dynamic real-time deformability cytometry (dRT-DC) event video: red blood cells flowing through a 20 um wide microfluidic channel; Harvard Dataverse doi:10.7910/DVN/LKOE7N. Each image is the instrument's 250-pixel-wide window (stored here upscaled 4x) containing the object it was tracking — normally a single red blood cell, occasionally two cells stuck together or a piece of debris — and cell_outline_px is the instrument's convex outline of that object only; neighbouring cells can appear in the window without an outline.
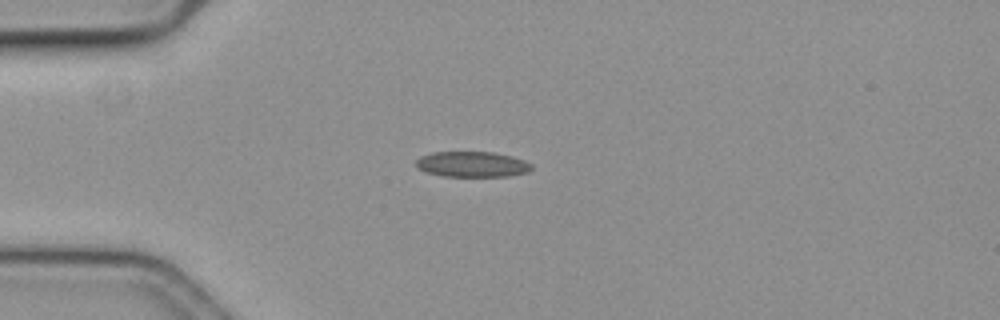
{"species": "common noctule bat (a hibernating species)", "species_latin": "Nyctalus noctula", "temperature_condition": "cold", "stored_images_in_passage": 38, "camera_frame_rate_fps": 3000, "um_per_image_px": 0.085, "animal": {"sex": "female", "body_mass_g": 19.3, "forearm_length_mm": 54.1}, "frame": {"image": 1, "passage_image": 1, "time_ms": 0.0, "image_size_px": [1000, 320], "cell_outline_px": [[532, 168], [528, 172], [508, 176], [444, 176], [428, 172], [420, 168], [416, 164], [416, 160], [420, 156], [432, 152], [492, 152], [512, 156], [524, 160], [532, 164]], "centroid_in_image_um": [40.16, 13.95], "position_along_channel_um": 44.8, "area_um2": 17.05}}
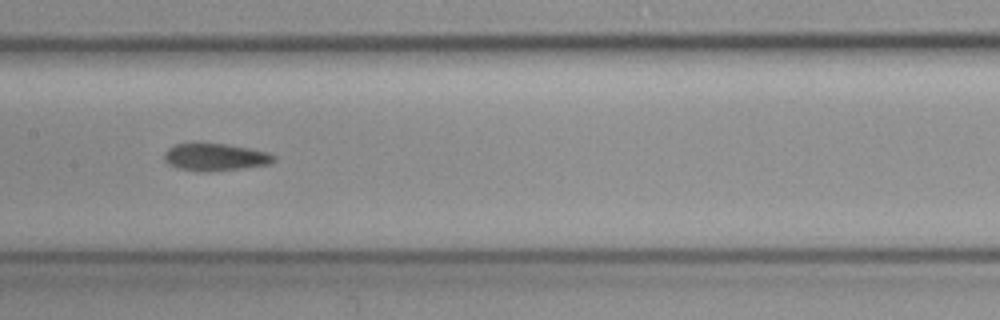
{"frame": {"image": 2, "passage_image": 15, "time_ms": 4.667, "image_size_px": [1000, 320], "cell_outline_px": [[276, 160], [268, 164], [244, 168], [204, 172], [200, 172], [176, 168], [168, 164], [164, 160], [164, 152], [168, 148], [176, 144], [228, 144], [268, 152], [276, 156]], "centroid_in_image_um": [18.28, 13.37], "position_along_channel_um": 189.1, "area_um2": 17.46}}
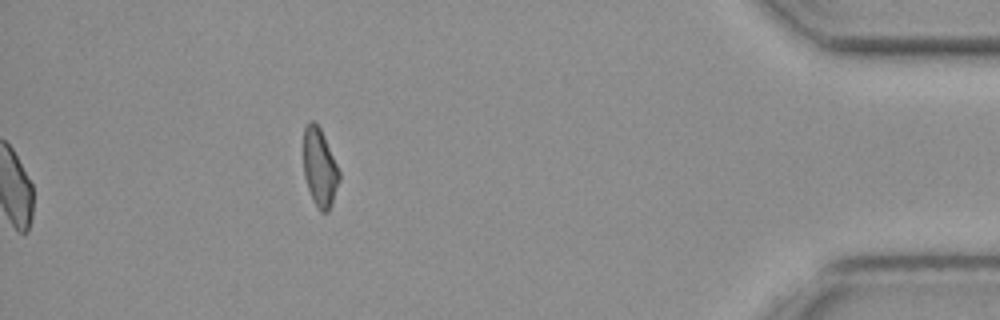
{"frame": {"image": 3, "passage_image": 38, "time_ms": 12.333, "image_size_px": [1000, 320], "cell_outline_px": [[340, 180], [332, 204], [328, 212], [320, 212], [312, 200], [304, 176], [304, 128], [308, 120], [316, 120], [324, 136], [340, 172]], "centroid_in_image_um": [27.17, 14.24], "position_along_channel_um": 408.0, "area_um2": 16.42}}